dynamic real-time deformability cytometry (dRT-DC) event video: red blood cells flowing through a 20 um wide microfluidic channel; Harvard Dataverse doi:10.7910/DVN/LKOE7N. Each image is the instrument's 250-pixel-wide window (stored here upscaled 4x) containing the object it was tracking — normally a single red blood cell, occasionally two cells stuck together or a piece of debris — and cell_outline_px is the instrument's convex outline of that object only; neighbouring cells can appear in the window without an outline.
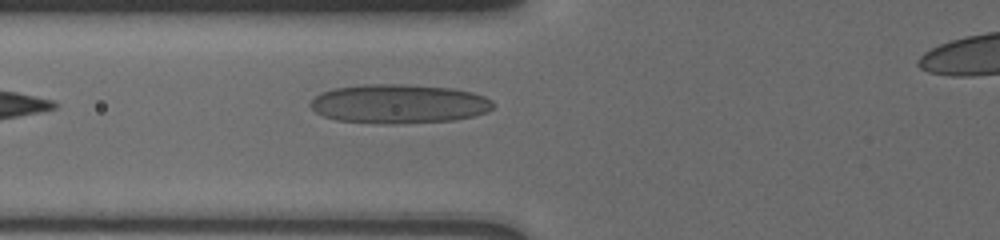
{"species": "human", "species_latin": "Homo sapiens", "temperature_condition": "cold", "stored_images_in_passage": 3, "camera_frame_rate_fps": 3000, "um_per_image_px": 0.085, "donor": {"sex": "male"}, "frame": {"image": 1, "passage_image": 3, "time_ms": 1.667, "image_size_px": [1000, 240], "cell_outline_px": [[496, 104], [488, 112], [472, 116], [452, 120], [392, 124], [380, 124], [336, 120], [324, 116], [316, 112], [312, 108], [312, 100], [320, 92], [332, 88], [368, 84], [404, 84], [452, 88], [472, 92], [484, 96], [492, 100]], "centroid_in_image_um": [33.92, 8.82], "position_along_channel_um": 91.9, "area_um2": 41.73}}